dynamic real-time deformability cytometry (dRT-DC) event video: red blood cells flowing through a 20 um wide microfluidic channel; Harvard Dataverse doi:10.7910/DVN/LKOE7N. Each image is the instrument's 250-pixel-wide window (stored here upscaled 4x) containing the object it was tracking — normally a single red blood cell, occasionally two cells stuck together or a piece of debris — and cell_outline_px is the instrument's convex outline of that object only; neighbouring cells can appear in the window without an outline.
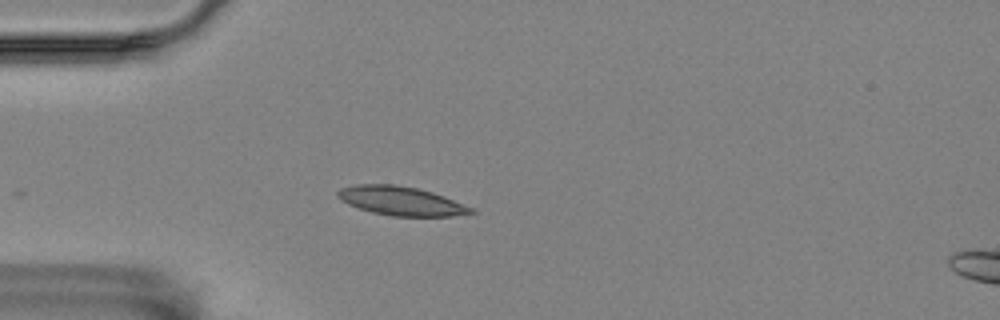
{"species": "Egyptian fruit bat (a non-hibernating species)", "species_latin": "Rousettus aegyptiacus", "temperature_condition": "room temperature", "stored_images_in_passage": 5, "camera_frame_rate_fps": 3000, "um_per_image_px": 0.085, "animal": {"sex": "female"}, "frame": {"image": 1, "passage_image": 4, "time_ms": 1.0, "image_size_px": [1000, 320], "cell_outline_px": [[476, 212], [452, 216], [392, 216], [372, 212], [348, 204], [340, 200], [336, 196], [336, 192], [340, 188], [356, 184], [396, 184], [420, 188], [444, 196], [472, 208]], "centroid_in_image_um": [34.05, 17.06], "position_along_channel_um": 51.0, "area_um2": 22.48}}